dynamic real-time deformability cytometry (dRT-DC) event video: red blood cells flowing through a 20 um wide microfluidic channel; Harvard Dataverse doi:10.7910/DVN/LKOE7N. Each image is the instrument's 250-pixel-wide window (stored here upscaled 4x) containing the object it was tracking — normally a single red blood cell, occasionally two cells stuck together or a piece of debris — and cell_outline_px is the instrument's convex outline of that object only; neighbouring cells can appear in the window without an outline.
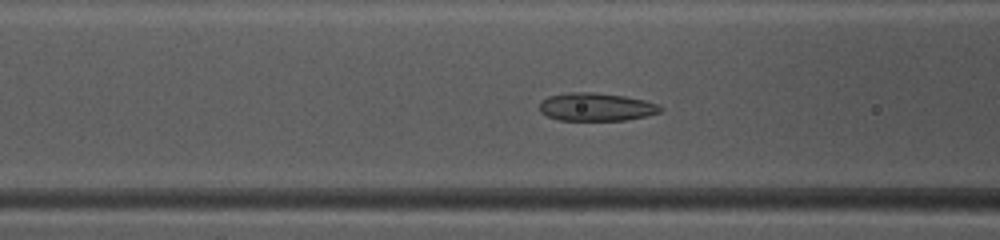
{"species": "common noctule bat (a hibernating species)", "species_latin": "Nyctalus noctula", "temperature_condition": "warm", "stored_images_in_passage": 37, "camera_frame_rate_fps": 3000, "um_per_image_px": 0.085, "animal": {"sex": "female", "body_mass_g": 10.0, "forearm_length_mm": 53.1}, "frame": {"image": 1, "passage_image": 8, "time_ms": 2.333, "image_size_px": [1000, 240], "cell_outline_px": [[664, 108], [660, 112], [644, 116], [624, 120], [560, 120], [548, 116], [540, 112], [540, 100], [548, 96], [568, 92], [592, 92], [624, 96], [644, 100], [656, 104]], "centroid_in_image_um": [50.64, 9.08], "position_along_channel_um": 116.0, "area_um2": 19.65}}
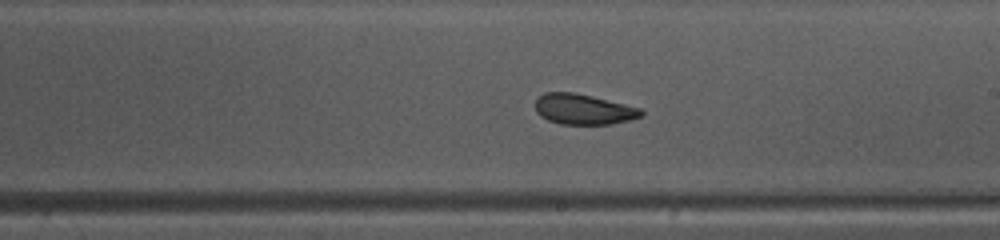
{"frame": {"image": 2, "passage_image": 17, "time_ms": 5.333, "image_size_px": [1000, 240], "cell_outline_px": [[644, 116], [612, 124], [560, 124], [548, 120], [540, 116], [536, 112], [536, 100], [544, 92], [572, 92], [592, 96], [640, 108], [644, 112]], "centroid_in_image_um": [49.59, 9.29], "position_along_channel_um": 239.4, "area_um2": 18.73}}
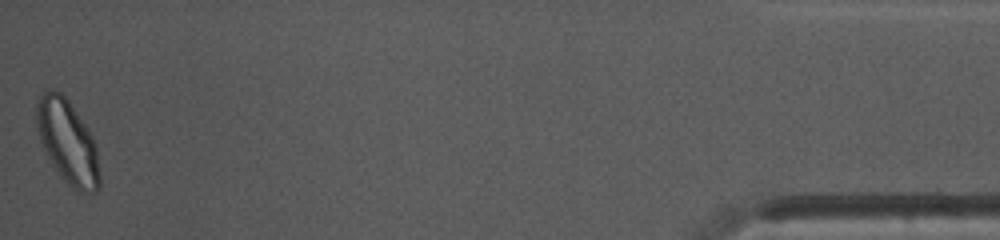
{"frame": {"image": 3, "passage_image": 37, "time_ms": 12.0, "image_size_px": [1000, 240], "cell_outline_px": [[100, 188], [96, 192], [76, 192], [64, 180], [52, 164], [40, 140], [36, 120], [36, 104], [40, 96], [48, 88], [60, 92], [68, 100], [88, 128], [92, 136], [96, 148], [100, 176]], "centroid_in_image_um": [5.76, 12.07], "position_along_channel_um": 429.4, "area_um2": 30.58}, "authors_computed_cell_mechanics": {"area_um2": 20.2878, "velocity_mm_per_s": 4.1117, "shape_relaxation_time_tau1_ms": 3.5677, "shape_relaxation_time_tau2_ms": 1.3889, "deformation_change_tau1": 0.0972, "deformation_change_tau2": 0.0573}}